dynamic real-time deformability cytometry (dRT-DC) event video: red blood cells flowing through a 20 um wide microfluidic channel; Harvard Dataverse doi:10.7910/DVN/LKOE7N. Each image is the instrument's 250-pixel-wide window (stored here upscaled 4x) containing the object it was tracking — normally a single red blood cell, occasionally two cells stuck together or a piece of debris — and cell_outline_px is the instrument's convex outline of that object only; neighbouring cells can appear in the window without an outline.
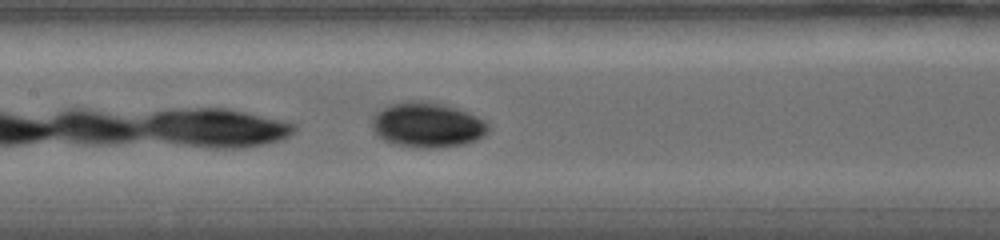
{"species": "common noctule bat (a hibernating species)", "species_latin": "Nyctalus noctula", "temperature_condition": "warm", "stored_images_in_passage": 26, "camera_frame_rate_fps": 5000, "um_per_image_px": 0.085, "animal": {"sex": "female", "body_mass_g": 19.0, "forearm_length_mm": 56.7}, "frame": {"image": 1, "passage_image": 8, "time_ms": 3.0, "image_size_px": [1000, 240], "cell_outline_px": [[488, 132], [484, 136], [476, 140], [464, 144], [432, 148], [424, 148], [396, 144], [384, 140], [376, 136], [372, 128], [372, 120], [376, 112], [392, 104], [408, 100], [420, 100], [452, 108], [476, 116], [484, 120], [488, 124]], "centroid_in_image_um": [36.29, 10.64], "position_along_channel_um": 171.1, "area_um2": 30.0}}